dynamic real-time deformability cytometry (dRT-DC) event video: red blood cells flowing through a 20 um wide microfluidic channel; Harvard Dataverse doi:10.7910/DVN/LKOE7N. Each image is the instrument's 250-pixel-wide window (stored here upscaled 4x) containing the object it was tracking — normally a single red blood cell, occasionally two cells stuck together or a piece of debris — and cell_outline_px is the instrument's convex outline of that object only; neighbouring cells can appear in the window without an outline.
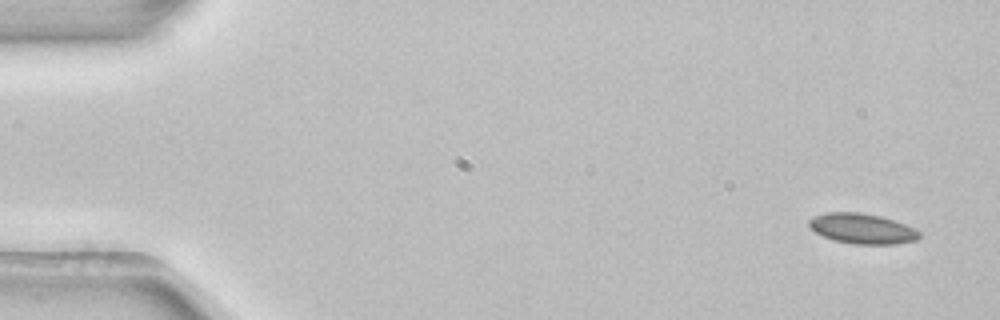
{"species": "common noctule bat (a hibernating species)", "species_latin": "Nyctalus noctula", "temperature_condition": "room temperature", "stored_images_in_passage": 5, "camera_frame_rate_fps": 3000, "um_per_image_px": 0.085, "animal": {"sex": "female", "body_mass_g": 22.7, "forearm_length_mm": 54.2}, "frame": {"image": 1, "passage_image": 1, "time_ms": 0.0, "image_size_px": [1000, 320], "cell_outline_px": [[920, 236], [916, 240], [896, 244], [856, 244], [836, 240], [824, 236], [816, 232], [808, 224], [808, 220], [812, 216], [828, 212], [860, 212], [880, 216], [904, 224], [920, 232]], "centroid_in_image_um": [73.27, 19.42], "position_along_channel_um": 11.7, "area_um2": 19.19}}
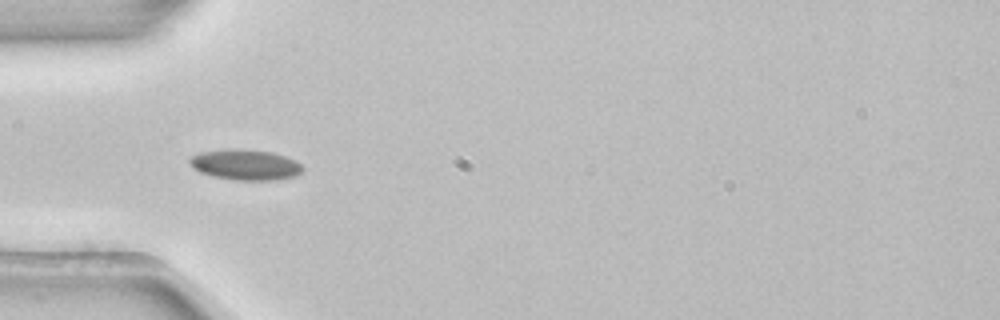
{"frame": {"image": 2, "passage_image": 4, "time_ms": 1.0, "image_size_px": [1000, 320], "cell_outline_px": [[304, 168], [300, 172], [292, 176], [276, 180], [232, 180], [212, 176], [200, 172], [192, 168], [188, 160], [192, 156], [200, 152], [236, 148], [272, 152], [296, 160]], "centroid_in_image_um": [20.82, 14.0], "position_along_channel_um": 64.2, "area_um2": 20.11}}